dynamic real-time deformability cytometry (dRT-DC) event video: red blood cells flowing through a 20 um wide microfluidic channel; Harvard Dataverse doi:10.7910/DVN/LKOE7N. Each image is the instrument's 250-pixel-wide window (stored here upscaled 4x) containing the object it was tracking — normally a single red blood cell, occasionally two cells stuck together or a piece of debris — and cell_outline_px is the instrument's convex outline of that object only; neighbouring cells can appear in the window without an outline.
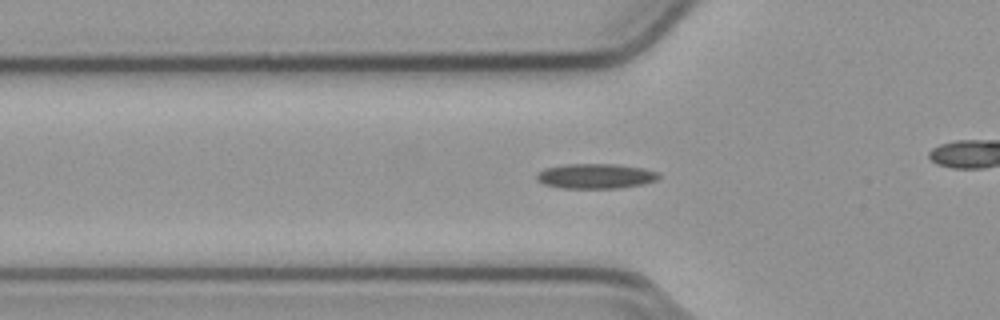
{"species": "common noctule bat (a hibernating species)", "species_latin": "Nyctalus noctula", "temperature_condition": "cold", "stored_images_in_passage": 32, "camera_frame_rate_fps": 3000, "um_per_image_px": 0.085, "animal": {"sex": "male", "body_mass_g": 23.1, "forearm_length_mm": 52.7}, "frame": {"image": 1, "passage_image": 5, "time_ms": 1.333, "image_size_px": [1000, 320], "cell_outline_px": [[660, 176], [656, 180], [644, 184], [620, 188], [564, 188], [544, 184], [536, 180], [536, 176], [544, 168], [568, 164], [616, 164], [644, 168], [660, 172]], "centroid_in_image_um": [50.67, 14.97], "position_along_channel_um": 75.1, "area_um2": 17.8}}
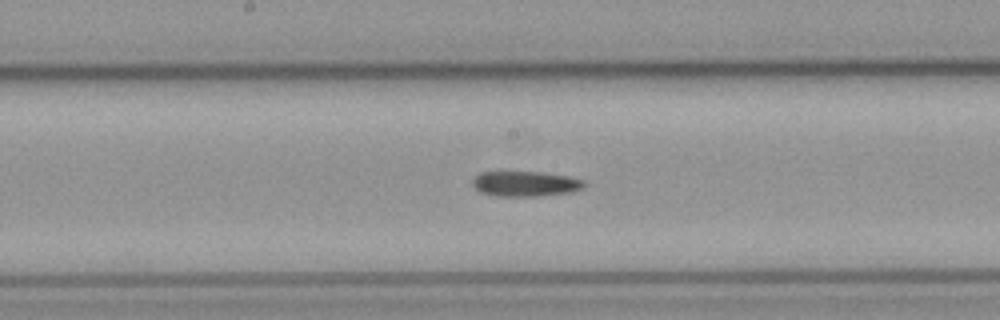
{"frame": {"image": 2, "passage_image": 15, "time_ms": 4.667, "image_size_px": [1000, 320], "cell_outline_px": [[588, 184], [584, 188], [572, 192], [536, 196], [496, 196], [480, 192], [472, 184], [472, 180], [480, 172], [544, 172], [568, 176], [584, 180]], "centroid_in_image_um": [44.7, 15.62], "position_along_channel_um": 203.5, "area_um2": 16.53}}
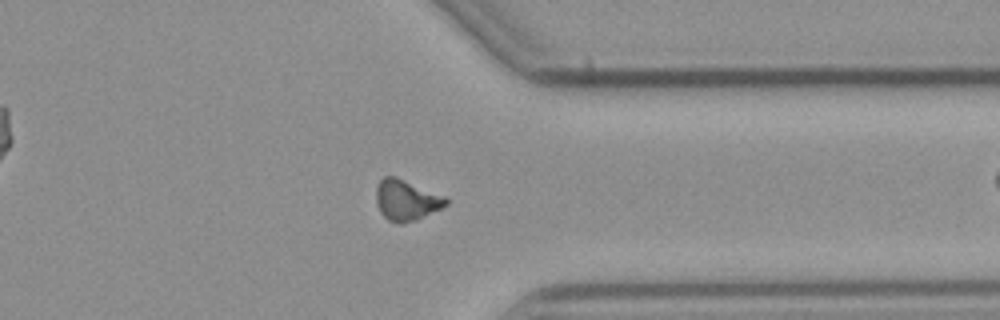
{"frame": {"image": 3, "passage_image": 29, "time_ms": 9.333, "image_size_px": [1000, 320], "cell_outline_px": [[448, 204], [444, 208], [416, 220], [400, 224], [388, 220], [380, 212], [376, 204], [376, 188], [380, 180], [384, 176], [396, 176], [448, 196]], "centroid_in_image_um": [34.58, 17.0], "position_along_channel_um": 376.8, "area_um2": 17.05}}